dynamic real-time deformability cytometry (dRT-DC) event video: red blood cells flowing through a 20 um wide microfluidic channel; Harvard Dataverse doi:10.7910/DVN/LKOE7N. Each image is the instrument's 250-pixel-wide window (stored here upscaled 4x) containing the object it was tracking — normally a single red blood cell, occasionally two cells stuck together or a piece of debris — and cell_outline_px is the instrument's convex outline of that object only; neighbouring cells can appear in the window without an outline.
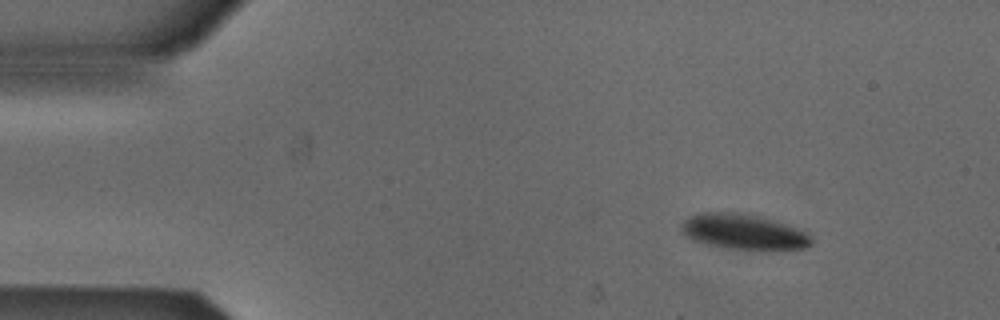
{"species": "Egyptian fruit bat (a non-hibernating species)", "species_latin": "Rousettus aegyptiacus", "temperature_condition": "cold", "stored_images_in_passage": 3, "camera_frame_rate_fps": 3000, "um_per_image_px": 0.085, "animal": {"sex": "male"}, "frame": {"image": 1, "passage_image": 1, "time_ms": 0.0, "image_size_px": [1000, 320], "cell_outline_px": [[812, 244], [804, 248], [776, 252], [768, 252], [724, 248], [692, 240], [684, 236], [680, 232], [680, 224], [684, 220], [692, 216], [708, 212], [724, 212], [756, 216], [784, 224], [808, 232], [812, 236]], "centroid_in_image_um": [63.24, 19.77], "position_along_channel_um": 21.8, "area_um2": 27.22}}